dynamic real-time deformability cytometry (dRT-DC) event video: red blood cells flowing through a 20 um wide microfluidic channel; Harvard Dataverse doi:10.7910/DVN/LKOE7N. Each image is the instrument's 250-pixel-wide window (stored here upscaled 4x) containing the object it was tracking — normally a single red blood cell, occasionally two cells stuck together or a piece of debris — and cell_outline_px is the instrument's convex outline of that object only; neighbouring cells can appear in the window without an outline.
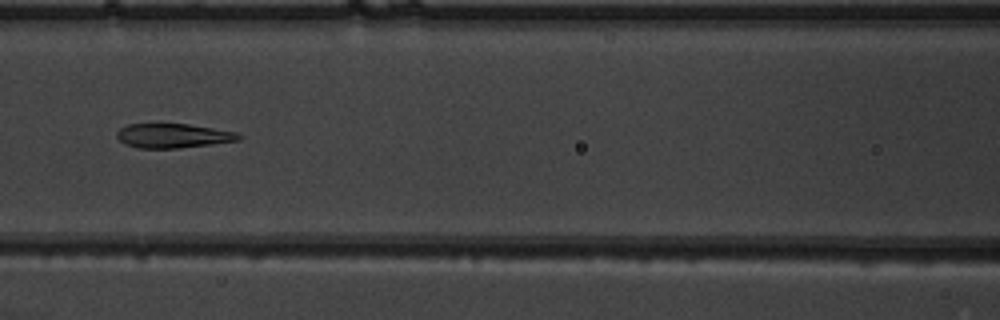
{"species": "common noctule bat (a hibernating species)", "species_latin": "Nyctalus noctula", "temperature_condition": "warm", "stored_images_in_passage": 50, "camera_frame_rate_fps": 3000, "um_per_image_px": 0.085, "animal": {"sex": "male", "body_mass_g": 19.5, "forearm_length_mm": 54.6}, "frame": {"image": 1, "passage_image": 23, "time_ms": 7.333, "image_size_px": [1000, 320], "cell_outline_px": [[244, 136], [240, 140], [180, 148], [140, 148], [124, 144], [116, 136], [116, 132], [120, 128], [128, 124], [188, 124], [236, 132]], "centroid_in_image_um": [14.71, 11.54], "position_along_channel_um": 151.9, "area_um2": 17.22}}
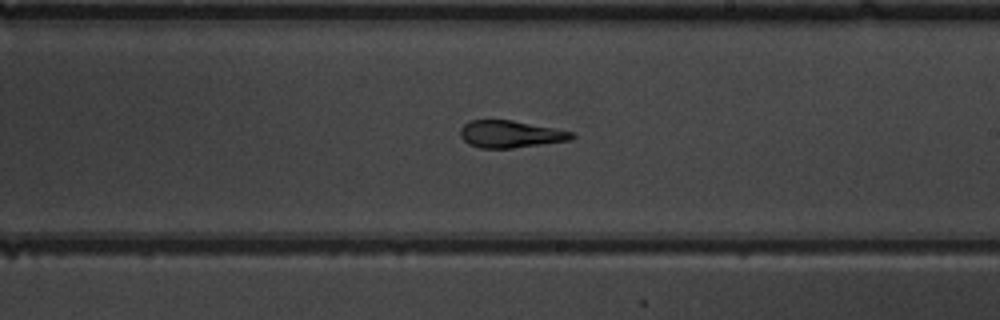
{"frame": {"image": 2, "passage_image": 30, "time_ms": 9.667, "image_size_px": [1000, 320], "cell_outline_px": [[576, 136], [572, 140], [512, 148], [480, 148], [468, 144], [460, 136], [460, 128], [468, 120], [512, 120], [572, 132]], "centroid_in_image_um": [43.35, 11.4], "position_along_channel_um": 245.6, "area_um2": 17.57}}
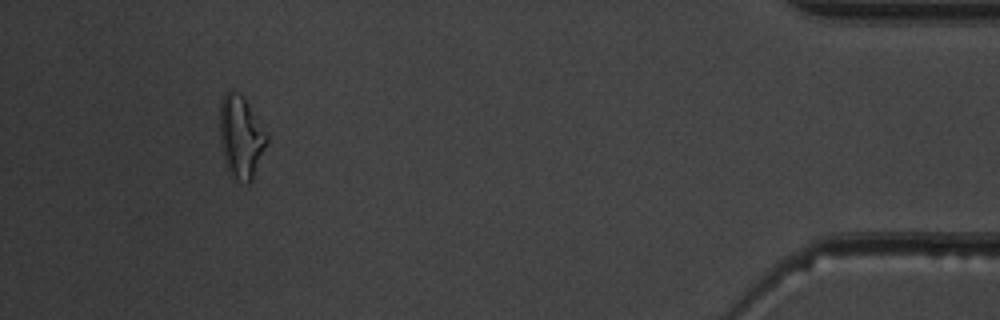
{"frame": {"image": 3, "passage_image": 47, "time_ms": 15.333, "image_size_px": [1000, 320], "cell_outline_px": [[268, 140], [252, 180], [248, 184], [244, 184], [236, 180], [228, 172], [224, 160], [220, 144], [220, 100], [224, 92], [228, 88], [232, 88], [244, 96], [268, 136]], "centroid_in_image_um": [20.45, 11.61], "position_along_channel_um": 414.8, "area_um2": 22.95}, "authors_computed_cell_mechanics": {"area_um2": 19.3052, "velocity_mm_per_s": 4.0282, "shape_relaxation_time_tau1_ms": null, "shape_relaxation_time_tau2_ms": 1.7898, "deformation_change_tau1": null, "deformation_change_tau2": 0.1024}}